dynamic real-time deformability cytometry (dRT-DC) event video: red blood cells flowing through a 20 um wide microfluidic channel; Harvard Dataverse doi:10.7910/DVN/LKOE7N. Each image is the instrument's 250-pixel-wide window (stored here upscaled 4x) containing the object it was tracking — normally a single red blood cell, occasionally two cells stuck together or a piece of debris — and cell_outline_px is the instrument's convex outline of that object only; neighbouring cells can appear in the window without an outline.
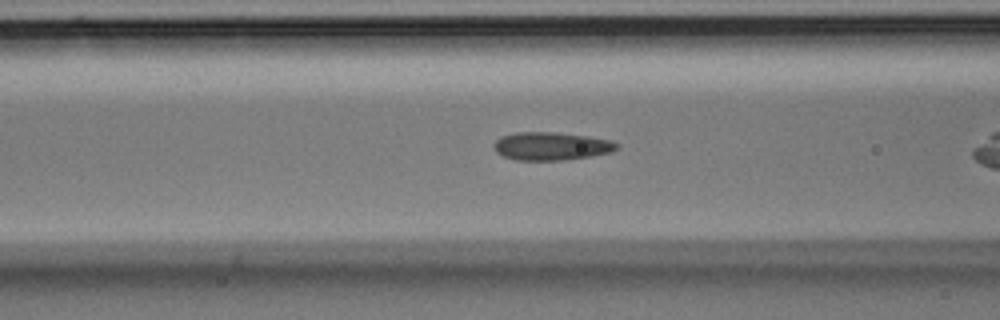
{"species": "Egyptian fruit bat (a non-hibernating species)", "species_latin": "Rousettus aegyptiacus", "temperature_condition": "room temperature", "stored_images_in_passage": 37, "camera_frame_rate_fps": 3000, "um_per_image_px": 0.085, "animal": {"sex": "male"}, "frame": {"image": 1, "passage_image": 16, "time_ms": 5.0, "image_size_px": [1000, 320], "cell_outline_px": [[620, 144], [612, 152], [564, 160], [516, 160], [504, 156], [496, 152], [492, 144], [500, 136], [516, 132], [556, 132], [588, 136], [612, 140]], "centroid_in_image_um": [46.84, 12.41], "position_along_channel_um": 119.8, "area_um2": 20.17}}
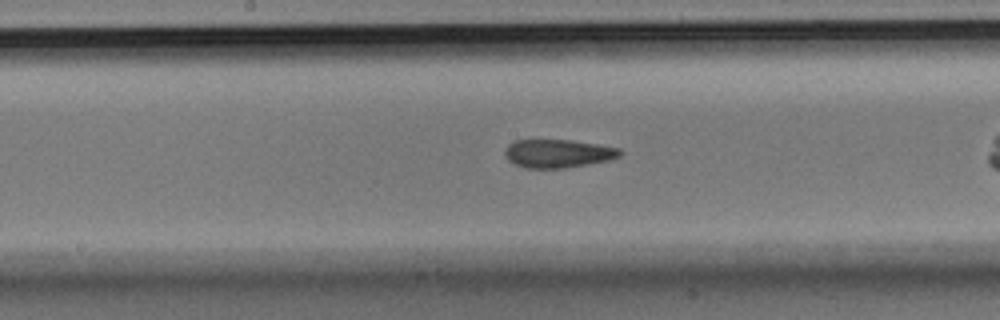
{"frame": {"image": 2, "passage_image": 22, "time_ms": 7.0, "image_size_px": [1000, 320], "cell_outline_px": [[624, 152], [620, 156], [608, 160], [564, 168], [524, 168], [508, 160], [504, 156], [504, 152], [508, 144], [516, 140], [572, 140], [600, 144], [620, 148]], "centroid_in_image_um": [47.44, 13.04], "position_along_channel_um": 200.8, "area_um2": 19.07}}
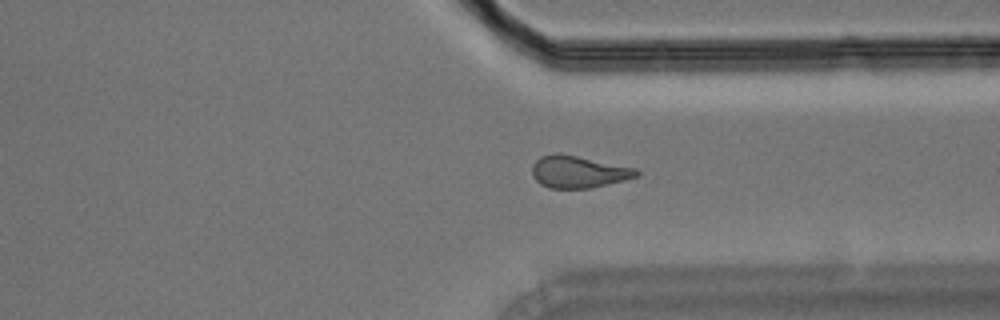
{"frame": {"image": 3, "passage_image": 34, "time_ms": 11.0, "image_size_px": [1000, 320], "cell_outline_px": [[640, 176], [624, 180], [588, 188], [548, 188], [540, 184], [532, 176], [532, 164], [540, 156], [556, 152], [636, 168], [640, 172]], "centroid_in_image_um": [49.14, 14.6], "position_along_channel_um": 362.3, "area_um2": 19.48}}